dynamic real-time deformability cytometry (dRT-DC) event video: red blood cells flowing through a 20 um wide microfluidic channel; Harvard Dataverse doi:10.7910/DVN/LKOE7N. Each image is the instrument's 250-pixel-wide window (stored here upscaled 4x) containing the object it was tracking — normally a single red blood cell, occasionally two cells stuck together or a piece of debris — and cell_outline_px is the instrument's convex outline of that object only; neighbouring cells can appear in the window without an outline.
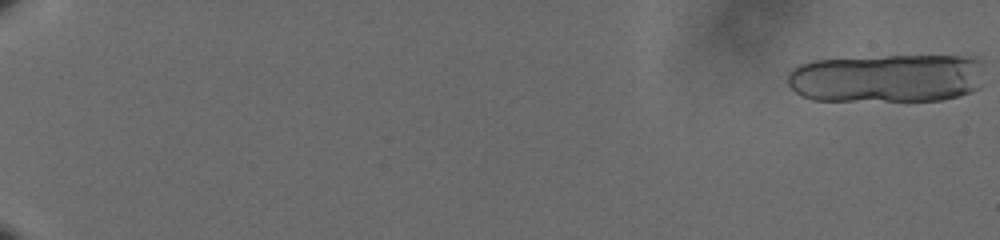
{"species": "human", "species_latin": "Homo sapiens", "temperature_condition": "cold", "stored_images_in_passage": 29, "segment_of_instrument_passage": [1, 2], "camera_frame_rate_fps": 3000, "um_per_image_px": 0.085, "donor": {"sex": "male"}, "frame": {"image": 1, "passage_image": 1, "time_ms": 0.0, "image_size_px": [1000, 240], "cell_outline_px": [[980, 88], [956, 96], [940, 100], [812, 100], [800, 96], [788, 84], [788, 72], [792, 68], [800, 64], [812, 60], [888, 56], [976, 56], [980, 60]], "centroid_in_image_um": [75.34, 6.63], "position_along_channel_um": 9.7, "area_um2": 55.72}}
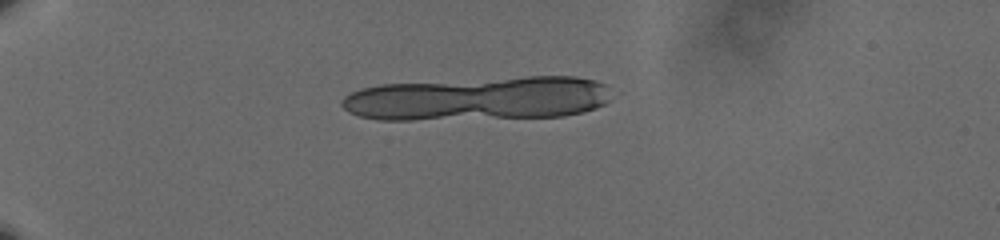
{"frame": {"image": 2, "passage_image": 18, "time_ms": 5.667, "image_size_px": [1000, 240], "cell_outline_px": [[612, 96], [604, 104], [596, 108], [584, 112], [564, 116], [412, 120], [380, 120], [360, 116], [348, 112], [340, 104], [340, 100], [344, 96], [360, 88], [380, 84], [528, 76], [576, 76], [596, 80], [604, 84], [612, 92]], "centroid_in_image_um": [40.67, 8.37], "position_along_channel_um": 44.3, "area_um2": 69.53}}